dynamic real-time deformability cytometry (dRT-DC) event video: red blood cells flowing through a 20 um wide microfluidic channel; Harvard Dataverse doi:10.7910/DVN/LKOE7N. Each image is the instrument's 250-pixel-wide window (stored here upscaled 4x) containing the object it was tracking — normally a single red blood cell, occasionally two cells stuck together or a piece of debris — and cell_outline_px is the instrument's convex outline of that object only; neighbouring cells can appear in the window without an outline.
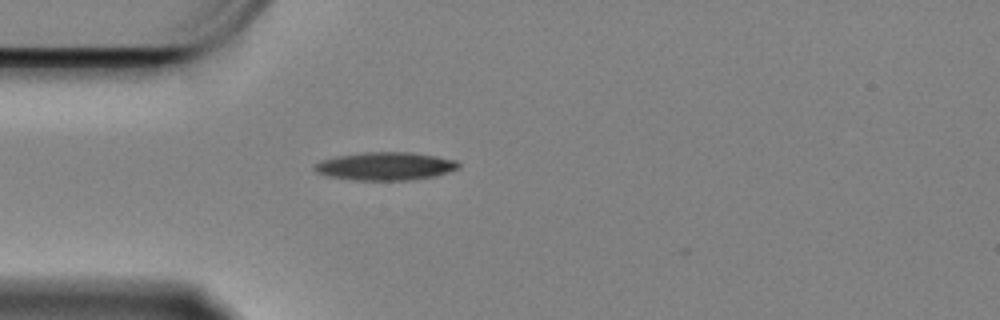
{"species": "Egyptian fruit bat (a non-hibernating species)", "species_latin": "Rousettus aegyptiacus", "temperature_condition": "cold", "stored_images_in_passage": 6, "camera_frame_rate_fps": 3000, "um_per_image_px": 0.085, "animal": {"sex": "female"}, "frame": {"image": 1, "passage_image": 4, "time_ms": 1.0, "image_size_px": [1000, 320], "cell_outline_px": [[460, 168], [448, 172], [432, 176], [408, 180], [356, 180], [324, 176], [316, 172], [312, 168], [312, 164], [336, 156], [364, 152], [412, 152], [436, 156], [456, 160], [460, 164]], "centroid_in_image_um": [32.72, 14.12], "position_along_channel_um": 52.3, "area_um2": 23.64}}